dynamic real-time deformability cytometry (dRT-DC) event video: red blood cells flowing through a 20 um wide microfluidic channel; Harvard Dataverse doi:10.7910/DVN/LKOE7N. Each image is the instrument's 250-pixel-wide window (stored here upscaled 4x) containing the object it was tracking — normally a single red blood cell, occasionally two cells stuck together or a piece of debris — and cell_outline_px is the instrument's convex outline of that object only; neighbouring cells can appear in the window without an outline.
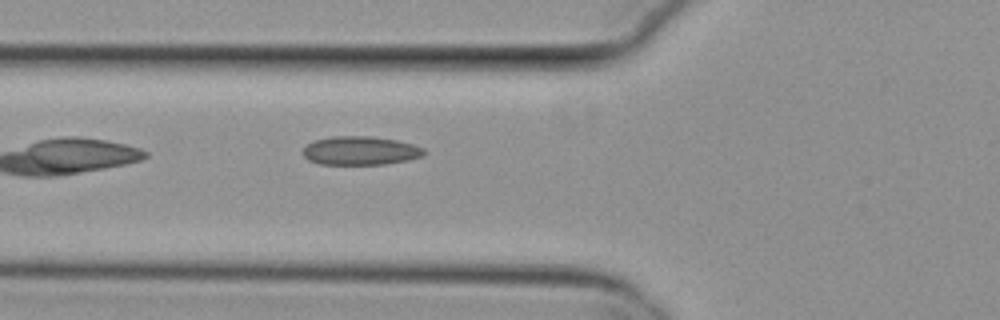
{"species": "common noctule bat (a hibernating species)", "species_latin": "Nyctalus noctula", "temperature_condition": "cold", "stored_images_in_passage": 2, "camera_frame_rate_fps": 3000, "um_per_image_px": 0.085, "animal": {"sex": "female", "body_mass_g": 29.2, "forearm_length_mm": 56.3}, "frame": {"image": 1, "passage_image": 2, "time_ms": 0.333, "image_size_px": [1000, 320], "cell_outline_px": [[424, 152], [420, 156], [408, 160], [384, 164], [320, 164], [308, 160], [304, 156], [304, 148], [312, 140], [332, 136], [372, 136], [396, 140], [412, 144], [424, 148]], "centroid_in_image_um": [30.6, 12.8], "position_along_channel_um": 95.2, "area_um2": 20.11}}